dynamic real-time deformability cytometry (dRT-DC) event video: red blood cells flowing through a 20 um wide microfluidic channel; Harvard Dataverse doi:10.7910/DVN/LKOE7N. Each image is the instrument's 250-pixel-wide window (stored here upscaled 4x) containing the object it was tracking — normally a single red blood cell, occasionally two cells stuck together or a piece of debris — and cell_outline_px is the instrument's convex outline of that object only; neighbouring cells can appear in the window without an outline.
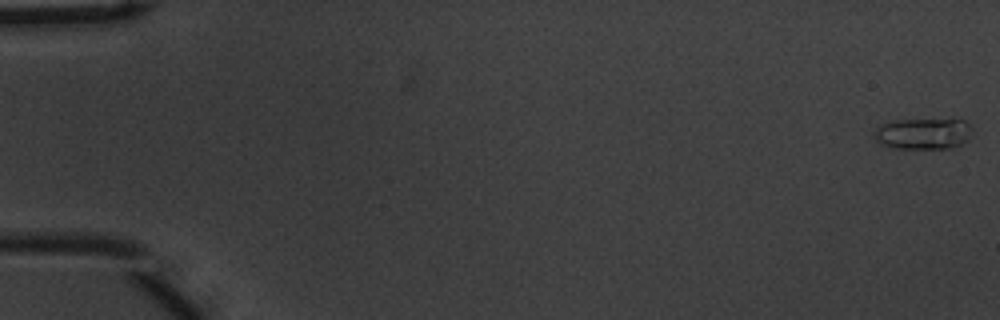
{"species": "common noctule bat (a hibernating species)", "species_latin": "Nyctalus noctula", "temperature_condition": "warm", "stored_images_in_passage": 56, "camera_frame_rate_fps": 3000, "um_per_image_px": 0.085, "animal": {"sex": "male", "body_mass_g": 20.1, "forearm_length_mm": 53.5}, "frame": {"image": 1, "passage_image": 1, "time_ms": 0.0, "image_size_px": [1000, 320], "cell_outline_px": [[972, 128], [968, 140], [952, 148], [896, 148], [880, 144], [876, 140], [872, 132], [876, 128], [884, 124], [896, 120], [964, 120]], "centroid_in_image_um": [78.46, 11.37], "position_along_channel_um": 6.5, "area_um2": 17.57}}
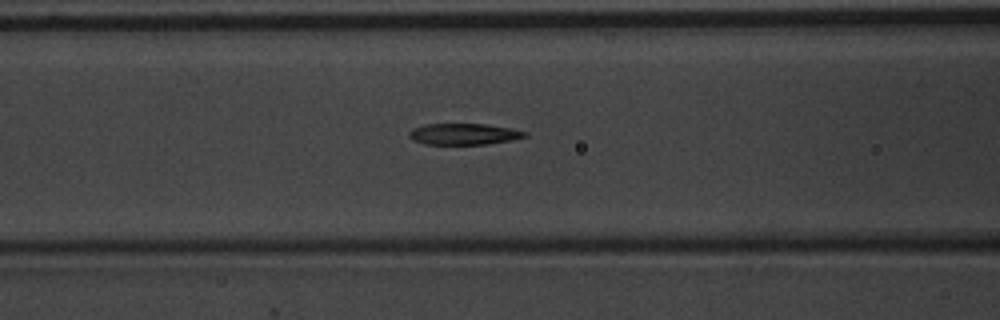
{"frame": {"image": 2, "passage_image": 24, "time_ms": 7.667, "image_size_px": [1000, 320], "cell_outline_px": [[528, 136], [508, 140], [484, 144], [424, 144], [412, 140], [408, 136], [408, 132], [412, 128], [424, 124], [484, 124], [512, 128], [528, 132]], "centroid_in_image_um": [39.38, 11.39], "position_along_channel_um": 127.2, "area_um2": 14.33}}
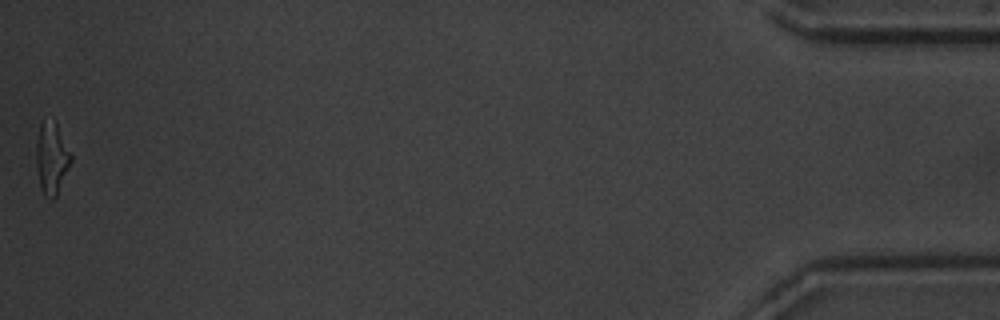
{"frame": {"image": 3, "passage_image": 56, "time_ms": 18.333, "image_size_px": [1000, 320], "cell_outline_px": [[72, 160], [56, 196], [52, 200], [48, 200], [44, 196], [40, 188], [36, 164], [36, 144], [40, 124], [56, 120], [72, 156]], "centroid_in_image_um": [4.39, 13.49], "position_along_channel_um": 430.8, "area_um2": 14.51}, "authors_computed_cell_mechanics": {"area_um2": 15.3748, "velocity_mm_per_s": 3.7003, "shape_relaxation_time_tau1_ms": 3.504, "shape_relaxation_time_tau2_ms": 2.7869, "deformation_change_tau1": 0.1798, "deformation_change_tau2": 0.1271}}